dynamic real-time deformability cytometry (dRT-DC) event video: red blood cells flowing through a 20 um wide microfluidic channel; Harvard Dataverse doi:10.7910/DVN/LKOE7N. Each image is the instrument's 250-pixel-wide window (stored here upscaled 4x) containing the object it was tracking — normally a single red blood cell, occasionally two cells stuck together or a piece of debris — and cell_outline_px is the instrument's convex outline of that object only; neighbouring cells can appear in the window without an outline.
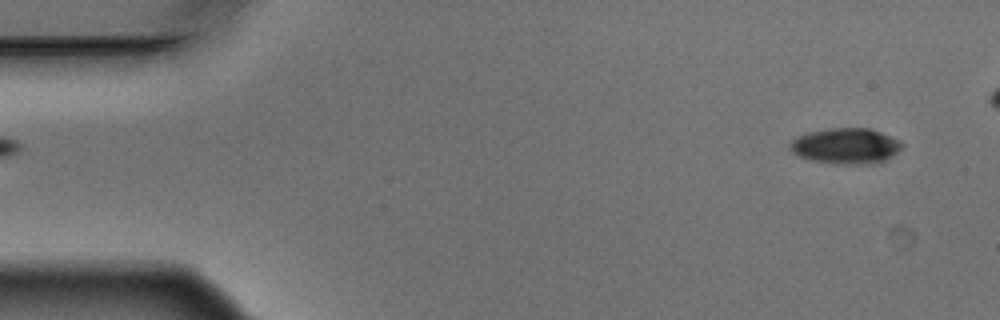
{"species": "Egyptian fruit bat (a non-hibernating species)", "species_latin": "Rousettus aegyptiacus", "temperature_condition": "warm", "stored_images_in_passage": 4, "segment_of_instrument_passage": [2, 2], "camera_frame_rate_fps": 3000, "um_per_image_px": 0.085, "animal": {"sex": "male"}, "frame": {"image": 1, "passage_image": 4, "time_ms": 1.0, "image_size_px": [1000, 320], "cell_outline_px": [[904, 144], [892, 156], [884, 160], [864, 164], [832, 164], [808, 160], [792, 152], [788, 148], [792, 140], [808, 132], [828, 128], [868, 128], [880, 132], [900, 140]], "centroid_in_image_um": [71.86, 12.41], "position_along_channel_um": 13.1, "area_um2": 23.24}}